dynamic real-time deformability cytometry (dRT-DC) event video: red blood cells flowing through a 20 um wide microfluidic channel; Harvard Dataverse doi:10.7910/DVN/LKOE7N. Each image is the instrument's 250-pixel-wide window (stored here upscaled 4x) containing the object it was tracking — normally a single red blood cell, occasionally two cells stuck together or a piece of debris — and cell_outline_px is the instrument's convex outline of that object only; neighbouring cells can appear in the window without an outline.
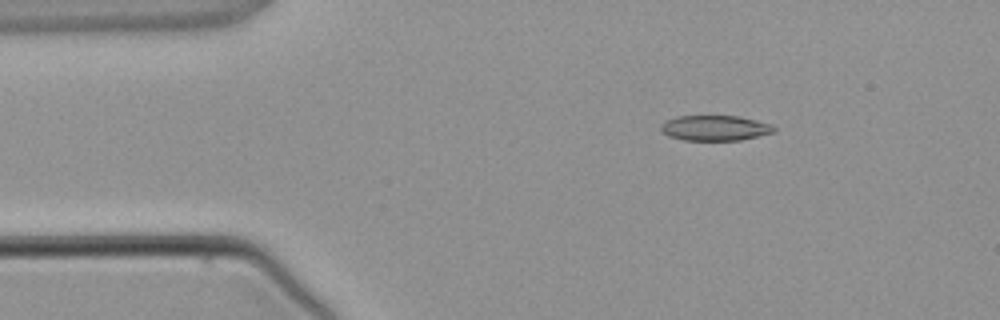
{"species": "common noctule bat (a hibernating species)", "species_latin": "Nyctalus noctula", "temperature_condition": "warm", "stored_images_in_passage": 3, "camera_frame_rate_fps": 3000, "um_per_image_px": 0.085, "animal": {"sex": "male", "body_mass_g": 21.5, "forearm_length_mm": 52.0}, "frame": {"image": 1, "passage_image": 1, "time_ms": 0.0, "image_size_px": [1000, 320], "cell_outline_px": [[776, 132], [740, 140], [684, 140], [668, 136], [660, 128], [660, 124], [664, 120], [676, 116], [740, 116], [772, 124], [776, 128]], "centroid_in_image_um": [60.78, 10.87], "position_along_channel_um": 24.2, "area_um2": 16.82}}
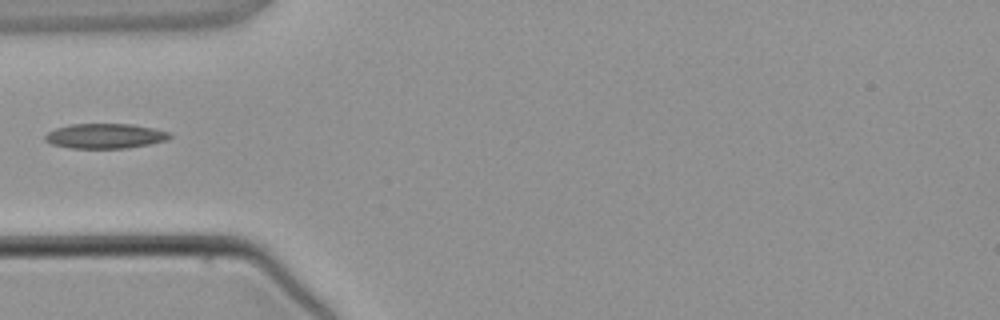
{"frame": {"image": 2, "passage_image": 3, "time_ms": 2.333, "image_size_px": [1000, 320], "cell_outline_px": [[172, 136], [168, 140], [148, 144], [124, 148], [68, 148], [52, 144], [44, 140], [44, 136], [48, 132], [56, 128], [72, 124], [132, 124], [152, 128], [168, 132]], "centroid_in_image_um": [8.91, 11.56], "position_along_channel_um": 76.1, "area_um2": 17.98}}